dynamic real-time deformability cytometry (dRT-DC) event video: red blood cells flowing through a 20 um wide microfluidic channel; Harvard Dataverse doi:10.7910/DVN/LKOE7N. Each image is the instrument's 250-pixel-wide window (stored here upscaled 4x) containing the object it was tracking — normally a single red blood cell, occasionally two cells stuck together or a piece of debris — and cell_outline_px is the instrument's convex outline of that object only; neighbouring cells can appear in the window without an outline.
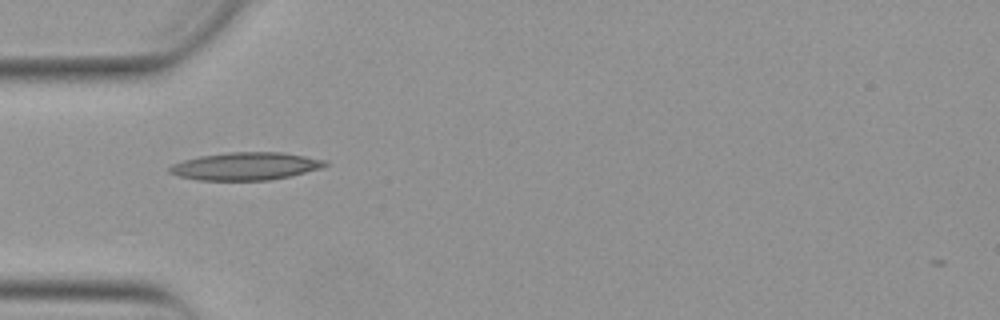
{"species": "Egyptian fruit bat (a non-hibernating species)", "species_latin": "Rousettus aegyptiacus", "temperature_condition": "warm", "stored_images_in_passage": 37, "camera_frame_rate_fps": 3000, "um_per_image_px": 0.085, "animal": {"sex": "female"}, "frame": {"image": 1, "passage_image": 1, "time_ms": 0.0, "image_size_px": [1000, 320], "cell_outline_px": [[328, 164], [320, 168], [292, 176], [268, 180], [196, 180], [180, 176], [168, 172], [168, 168], [172, 164], [184, 160], [200, 156], [228, 152], [284, 152], [328, 160]], "centroid_in_image_um": [20.9, 14.12], "position_along_channel_um": 64.1, "area_um2": 25.2}}
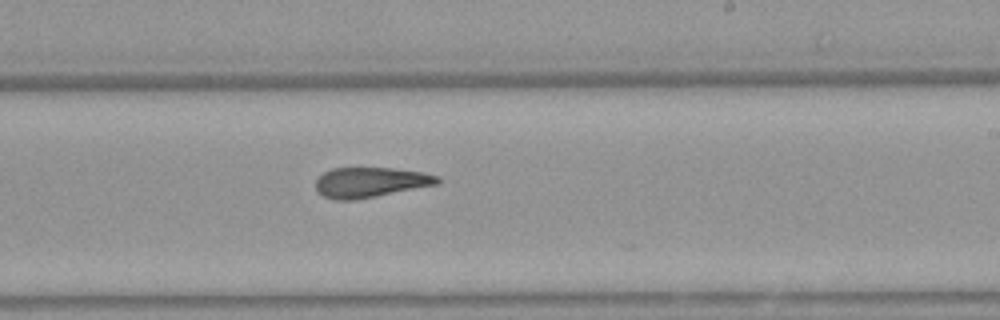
{"frame": {"image": 2, "passage_image": 16, "time_ms": 5.0, "image_size_px": [1000, 320], "cell_outline_px": [[440, 184], [376, 196], [352, 200], [336, 200], [324, 196], [316, 192], [316, 180], [324, 172], [332, 168], [392, 168], [424, 172], [440, 176]], "centroid_in_image_um": [31.51, 15.49], "position_along_channel_um": 257.5, "area_um2": 21.44}}
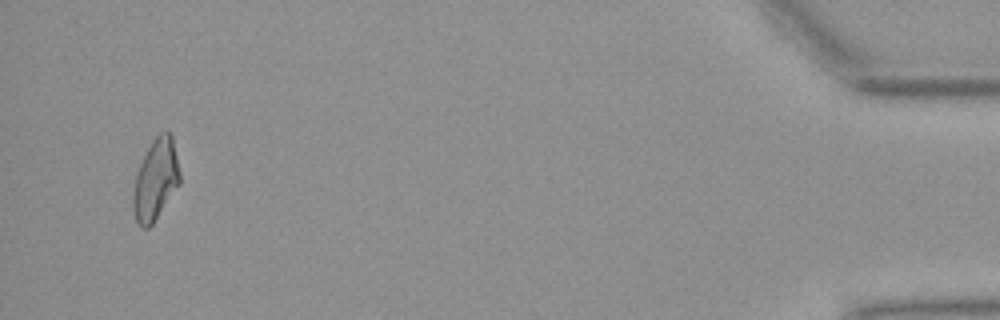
{"frame": {"image": 3, "passage_image": 35, "time_ms": 11.333, "image_size_px": [1000, 320], "cell_outline_px": [[180, 184], [152, 224], [148, 228], [140, 228], [136, 220], [132, 208], [132, 192], [136, 172], [152, 140], [160, 132], [168, 128], [172, 136], [180, 172]], "centroid_in_image_um": [13.22, 15.26], "position_along_channel_um": 422.0, "area_um2": 22.25}, "authors_computed_cell_mechanics": {"area_um2": 22.1952, "velocity_mm_per_s": 3.8926, "shape_relaxation_time_tau1_ms": null, "shape_relaxation_time_tau2_ms": 2.2338, "deformation_change_tau1": null, "deformation_change_tau2": 0.1141}}